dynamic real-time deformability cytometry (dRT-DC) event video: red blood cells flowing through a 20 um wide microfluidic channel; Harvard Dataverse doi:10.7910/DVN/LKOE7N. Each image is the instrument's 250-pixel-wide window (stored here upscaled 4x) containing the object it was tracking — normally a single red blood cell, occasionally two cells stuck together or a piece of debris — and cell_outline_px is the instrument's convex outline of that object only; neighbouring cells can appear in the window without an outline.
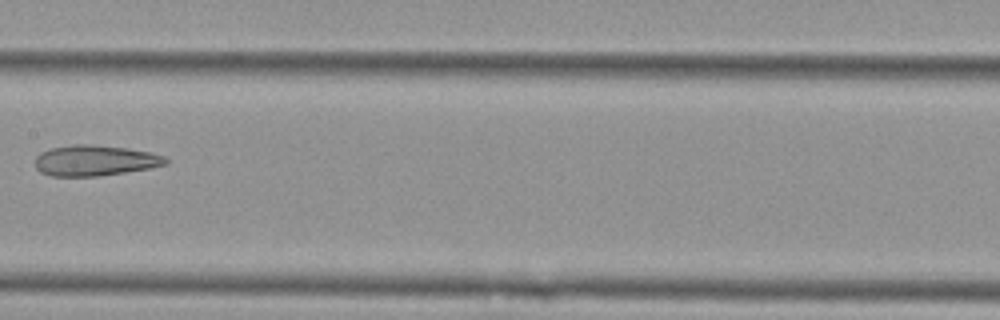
{"species": "Egyptian fruit bat (a non-hibernating species)", "species_latin": "Rousettus aegyptiacus", "temperature_condition": "cold", "stored_images_in_passage": 4, "camera_frame_rate_fps": 3000, "um_per_image_px": 0.085, "animal": {"sex": "female"}, "frame": {"image": 1, "passage_image": 4, "time_ms": 1.0, "image_size_px": [1000, 320], "cell_outline_px": [[168, 164], [148, 168], [124, 172], [96, 176], [52, 176], [40, 172], [36, 168], [36, 156], [40, 152], [48, 148], [72, 144], [92, 144], [128, 148], [152, 152], [164, 156], [168, 160]], "centroid_in_image_um": [8.05, 13.63], "position_along_channel_um": 199.3, "area_um2": 23.47}}